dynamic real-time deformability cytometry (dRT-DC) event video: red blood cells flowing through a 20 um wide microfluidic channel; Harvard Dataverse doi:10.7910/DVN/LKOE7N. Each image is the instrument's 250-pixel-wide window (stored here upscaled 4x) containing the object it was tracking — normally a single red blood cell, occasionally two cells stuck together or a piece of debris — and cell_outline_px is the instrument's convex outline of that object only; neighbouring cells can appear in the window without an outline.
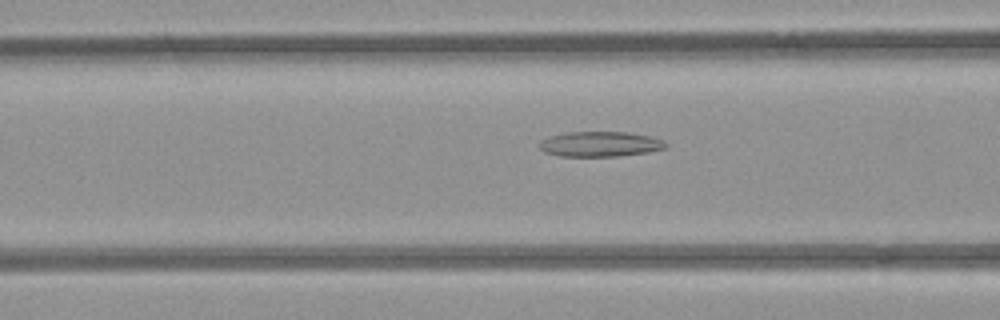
{"species": "common noctule bat (a hibernating species)", "species_latin": "Nyctalus noctula", "temperature_condition": "room temperature", "stored_images_in_passage": 53, "camera_frame_rate_fps": 3000, "um_per_image_px": 0.085, "animal": {"sex": "female", "body_mass_g": 21.9}, "frame": {"image": 1, "passage_image": 21, "time_ms": 6.667, "image_size_px": [1000, 320], "cell_outline_px": [[668, 144], [664, 148], [648, 152], [616, 156], [560, 156], [544, 152], [540, 148], [540, 140], [548, 136], [564, 132], [628, 132], [648, 136], [664, 140]], "centroid_in_image_um": [50.98, 12.24], "position_along_channel_um": 115.6, "area_um2": 18.5}}
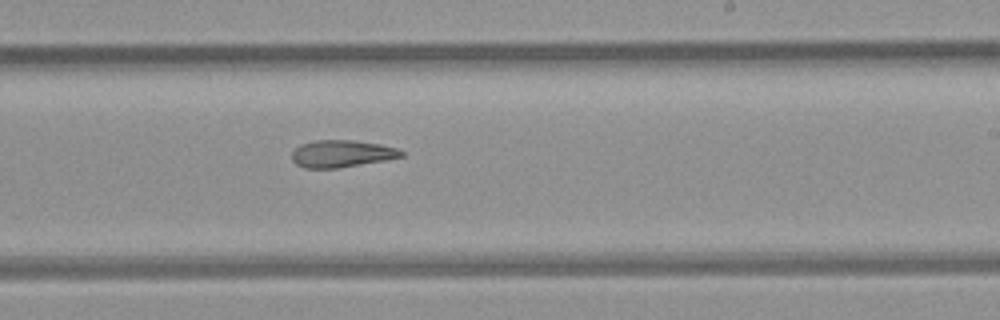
{"frame": {"image": 2, "passage_image": 32, "time_ms": 10.333, "image_size_px": [1000, 320], "cell_outline_px": [[404, 156], [384, 160], [336, 168], [304, 168], [296, 164], [292, 160], [292, 152], [300, 144], [312, 140], [352, 140], [380, 144], [400, 148], [404, 152]], "centroid_in_image_um": [29.04, 13.05], "position_along_channel_um": 260.0, "area_um2": 17.34}}
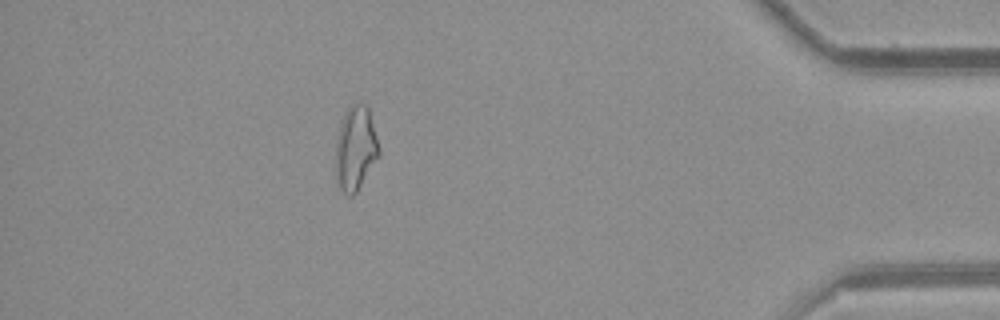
{"frame": {"image": 3, "passage_image": 47, "time_ms": 15.333, "image_size_px": [1000, 320], "cell_outline_px": [[380, 152], [356, 192], [352, 196], [348, 196], [340, 188], [336, 168], [336, 144], [340, 124], [348, 108], [352, 104], [364, 104], [368, 108], [376, 136]], "centroid_in_image_um": [30.21, 12.6], "position_along_channel_um": 405.0, "area_um2": 20.4}}